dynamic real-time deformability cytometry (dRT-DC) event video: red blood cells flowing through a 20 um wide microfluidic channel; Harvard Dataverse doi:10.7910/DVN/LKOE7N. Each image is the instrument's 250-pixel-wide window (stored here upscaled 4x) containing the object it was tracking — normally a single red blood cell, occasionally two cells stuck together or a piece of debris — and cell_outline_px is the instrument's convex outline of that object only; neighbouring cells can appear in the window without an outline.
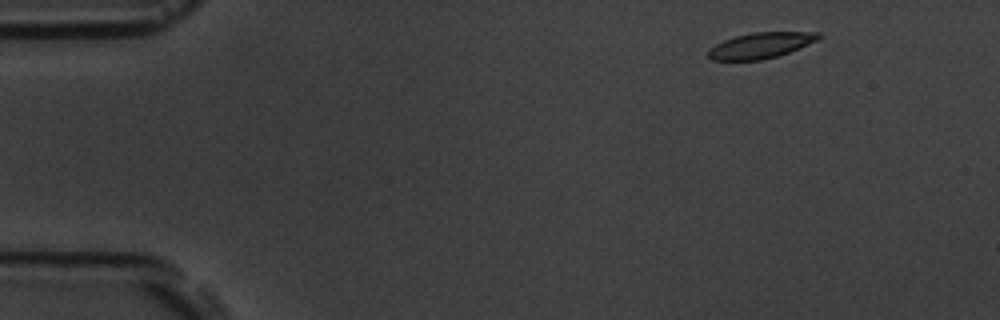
{"species": "common noctule bat (a hibernating species)", "species_latin": "Nyctalus noctula", "temperature_condition": "room temperature", "stored_images_in_passage": 52, "camera_frame_rate_fps": 3000, "um_per_image_px": 0.085, "animal": {"sex": "male", "body_mass_g": 19.5, "forearm_length_mm": 54.6}, "frame": {"image": 1, "passage_image": 3, "time_ms": 0.667, "image_size_px": [1000, 320], "cell_outline_px": [[824, 36], [816, 40], [788, 52], [776, 56], [760, 60], [712, 60], [708, 56], [708, 48], [724, 40], [736, 36], [752, 32], [820, 32]], "centroid_in_image_um": [64.64, 3.85], "position_along_channel_um": 20.4, "area_um2": 16.36}}
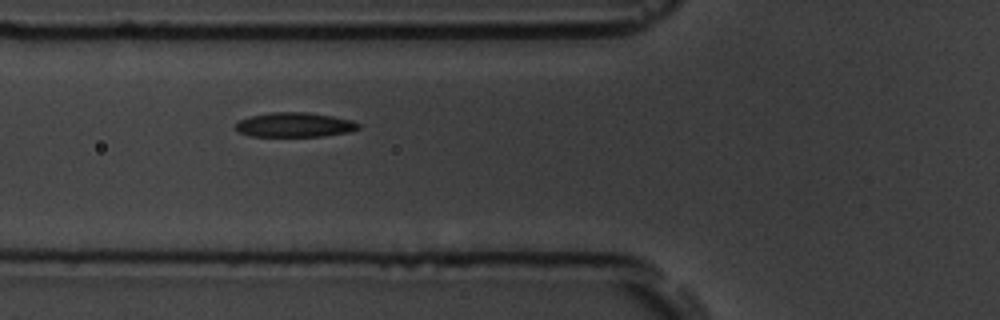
{"frame": {"image": 2, "passage_image": 17, "time_ms": 5.333, "image_size_px": [1000, 320], "cell_outline_px": [[360, 128], [348, 132], [324, 136], [252, 136], [240, 132], [236, 128], [236, 124], [240, 120], [248, 116], [272, 112], [308, 112], [332, 116], [352, 120], [360, 124]], "centroid_in_image_um": [25.06, 10.6], "position_along_channel_um": 100.7, "area_um2": 17.51}}
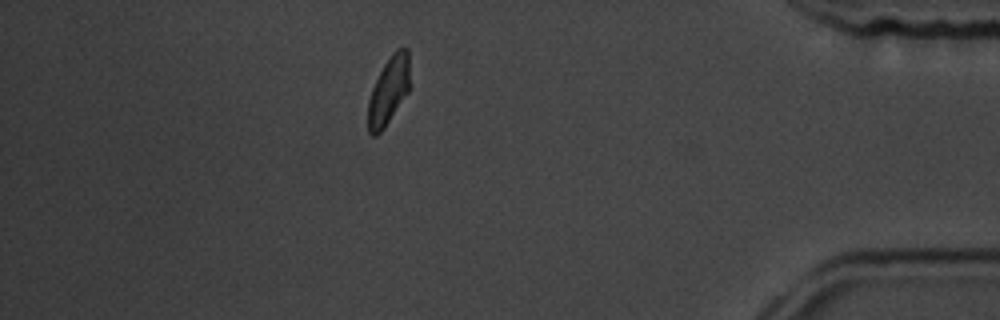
{"frame": {"image": 3, "passage_image": 45, "time_ms": 14.667, "image_size_px": [1000, 320], "cell_outline_px": [[408, 92], [384, 128], [376, 136], [372, 136], [368, 132], [368, 100], [372, 88], [384, 64], [392, 52], [396, 48], [408, 48]], "centroid_in_image_um": [33.0, 7.72], "position_along_channel_um": 402.2, "area_um2": 16.24}, "authors_computed_cell_mechanics": {"area_um2": 17.3978, "velocity_mm_per_s": 3.6809, "shape_relaxation_time_tau1_ms": 6.9327, "shape_relaxation_time_tau2_ms": 3.2527, "deformation_change_tau1": 0.17, "deformation_change_tau2": 0.0861}}